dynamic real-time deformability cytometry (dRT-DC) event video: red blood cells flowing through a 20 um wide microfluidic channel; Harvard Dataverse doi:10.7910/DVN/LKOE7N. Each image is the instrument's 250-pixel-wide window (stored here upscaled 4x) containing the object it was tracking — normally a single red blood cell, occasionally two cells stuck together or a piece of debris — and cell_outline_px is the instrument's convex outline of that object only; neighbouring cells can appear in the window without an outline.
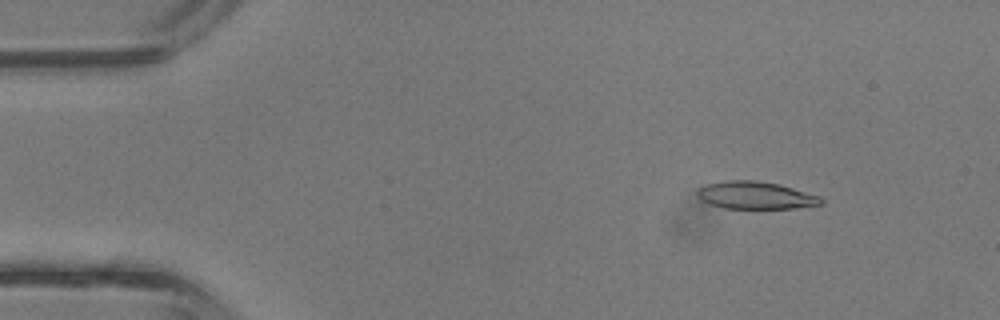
{"species": "common noctule bat (a hibernating species)", "species_latin": "Nyctalus noctula", "temperature_condition": "room temperature", "stored_images_in_passage": 5, "camera_frame_rate_fps": 3000, "um_per_image_px": 0.085, "animal": {"sex": "male", "body_mass_g": 13.3}, "frame": {"image": 1, "passage_image": 2, "time_ms": 0.333, "image_size_px": [1000, 320], "cell_outline_px": [[824, 204], [792, 208], [724, 208], [708, 204], [700, 200], [696, 196], [696, 192], [700, 188], [708, 184], [724, 180], [756, 180], [780, 184], [820, 196], [824, 200]], "centroid_in_image_um": [64.21, 16.6], "position_along_channel_um": 20.8, "area_um2": 19.94}}
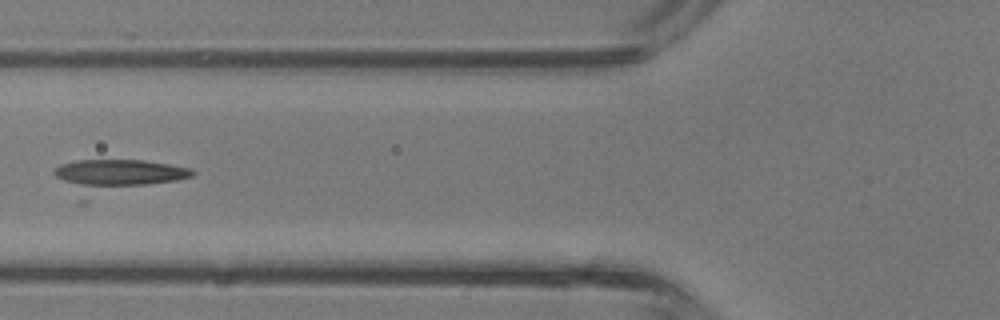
{"frame": {"image": 2, "passage_image": 5, "time_ms": 1.333, "image_size_px": [1000, 320], "cell_outline_px": [[196, 172], [192, 176], [88, 204], [80, 204], [52, 172], [60, 164], [76, 160], [144, 160], [192, 168]], "centroid_in_image_um": [9.79, 15.08], "position_along_channel_um": 116.0, "area_um2": 28.78}}